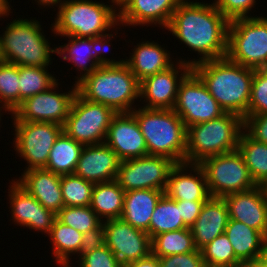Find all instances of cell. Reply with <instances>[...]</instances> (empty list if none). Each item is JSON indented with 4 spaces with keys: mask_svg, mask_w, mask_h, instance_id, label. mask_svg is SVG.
<instances>
[{
    "mask_svg": "<svg viewBox=\"0 0 267 267\" xmlns=\"http://www.w3.org/2000/svg\"><path fill=\"white\" fill-rule=\"evenodd\" d=\"M229 23L213 4L182 0L166 29L192 51L202 55L197 60H188L193 66L226 57Z\"/></svg>",
    "mask_w": 267,
    "mask_h": 267,
    "instance_id": "cell-1",
    "label": "cell"
},
{
    "mask_svg": "<svg viewBox=\"0 0 267 267\" xmlns=\"http://www.w3.org/2000/svg\"><path fill=\"white\" fill-rule=\"evenodd\" d=\"M192 71L224 112L235 113L243 119L249 115L253 68L223 57L195 64Z\"/></svg>",
    "mask_w": 267,
    "mask_h": 267,
    "instance_id": "cell-2",
    "label": "cell"
},
{
    "mask_svg": "<svg viewBox=\"0 0 267 267\" xmlns=\"http://www.w3.org/2000/svg\"><path fill=\"white\" fill-rule=\"evenodd\" d=\"M77 92L117 113L132 112V104L140 98V81L125 63L99 66L77 83Z\"/></svg>",
    "mask_w": 267,
    "mask_h": 267,
    "instance_id": "cell-3",
    "label": "cell"
},
{
    "mask_svg": "<svg viewBox=\"0 0 267 267\" xmlns=\"http://www.w3.org/2000/svg\"><path fill=\"white\" fill-rule=\"evenodd\" d=\"M131 112L144 136L148 155L185 162L187 128L173 109H148L140 106Z\"/></svg>",
    "mask_w": 267,
    "mask_h": 267,
    "instance_id": "cell-4",
    "label": "cell"
},
{
    "mask_svg": "<svg viewBox=\"0 0 267 267\" xmlns=\"http://www.w3.org/2000/svg\"><path fill=\"white\" fill-rule=\"evenodd\" d=\"M243 130V118L230 112L187 127L185 162L200 164L205 158L236 150Z\"/></svg>",
    "mask_w": 267,
    "mask_h": 267,
    "instance_id": "cell-5",
    "label": "cell"
},
{
    "mask_svg": "<svg viewBox=\"0 0 267 267\" xmlns=\"http://www.w3.org/2000/svg\"><path fill=\"white\" fill-rule=\"evenodd\" d=\"M112 5L92 0H64L58 7L52 32L56 36L92 38L119 26V15Z\"/></svg>",
    "mask_w": 267,
    "mask_h": 267,
    "instance_id": "cell-6",
    "label": "cell"
},
{
    "mask_svg": "<svg viewBox=\"0 0 267 267\" xmlns=\"http://www.w3.org/2000/svg\"><path fill=\"white\" fill-rule=\"evenodd\" d=\"M41 26L35 19L20 18L13 19L7 25L3 35H0L5 47L6 63L48 68L56 47H50Z\"/></svg>",
    "mask_w": 267,
    "mask_h": 267,
    "instance_id": "cell-7",
    "label": "cell"
},
{
    "mask_svg": "<svg viewBox=\"0 0 267 267\" xmlns=\"http://www.w3.org/2000/svg\"><path fill=\"white\" fill-rule=\"evenodd\" d=\"M226 57L245 67L267 68V17L231 20Z\"/></svg>",
    "mask_w": 267,
    "mask_h": 267,
    "instance_id": "cell-8",
    "label": "cell"
},
{
    "mask_svg": "<svg viewBox=\"0 0 267 267\" xmlns=\"http://www.w3.org/2000/svg\"><path fill=\"white\" fill-rule=\"evenodd\" d=\"M117 112L106 105L75 95L63 131L83 146L104 143Z\"/></svg>",
    "mask_w": 267,
    "mask_h": 267,
    "instance_id": "cell-9",
    "label": "cell"
},
{
    "mask_svg": "<svg viewBox=\"0 0 267 267\" xmlns=\"http://www.w3.org/2000/svg\"><path fill=\"white\" fill-rule=\"evenodd\" d=\"M200 165L205 172L211 197L223 198L257 186L238 149L205 158Z\"/></svg>",
    "mask_w": 267,
    "mask_h": 267,
    "instance_id": "cell-10",
    "label": "cell"
},
{
    "mask_svg": "<svg viewBox=\"0 0 267 267\" xmlns=\"http://www.w3.org/2000/svg\"><path fill=\"white\" fill-rule=\"evenodd\" d=\"M14 148L20 157L27 161V168H45L49 153L63 132V126L51 122L14 121Z\"/></svg>",
    "mask_w": 267,
    "mask_h": 267,
    "instance_id": "cell-11",
    "label": "cell"
},
{
    "mask_svg": "<svg viewBox=\"0 0 267 267\" xmlns=\"http://www.w3.org/2000/svg\"><path fill=\"white\" fill-rule=\"evenodd\" d=\"M173 110L183 120L186 128L218 118L225 113L192 70L179 84Z\"/></svg>",
    "mask_w": 267,
    "mask_h": 267,
    "instance_id": "cell-12",
    "label": "cell"
},
{
    "mask_svg": "<svg viewBox=\"0 0 267 267\" xmlns=\"http://www.w3.org/2000/svg\"><path fill=\"white\" fill-rule=\"evenodd\" d=\"M175 164L170 158L155 155L120 161L116 181L125 192L138 189L165 191Z\"/></svg>",
    "mask_w": 267,
    "mask_h": 267,
    "instance_id": "cell-13",
    "label": "cell"
},
{
    "mask_svg": "<svg viewBox=\"0 0 267 267\" xmlns=\"http://www.w3.org/2000/svg\"><path fill=\"white\" fill-rule=\"evenodd\" d=\"M58 84L56 82L48 90L24 99L11 118L14 121L51 122L63 126L77 94V84H73L74 88L67 93H57Z\"/></svg>",
    "mask_w": 267,
    "mask_h": 267,
    "instance_id": "cell-14",
    "label": "cell"
},
{
    "mask_svg": "<svg viewBox=\"0 0 267 267\" xmlns=\"http://www.w3.org/2000/svg\"><path fill=\"white\" fill-rule=\"evenodd\" d=\"M103 226L105 245L122 266L152 253L151 238L146 231L133 227L122 218L104 219Z\"/></svg>",
    "mask_w": 267,
    "mask_h": 267,
    "instance_id": "cell-15",
    "label": "cell"
},
{
    "mask_svg": "<svg viewBox=\"0 0 267 267\" xmlns=\"http://www.w3.org/2000/svg\"><path fill=\"white\" fill-rule=\"evenodd\" d=\"M175 65L173 64L168 69L148 76L140 81V98H144L145 103H147L143 106L144 108H174L179 84L192 70V66L188 64L186 59L184 61L183 59H179ZM179 73L181 74L179 75Z\"/></svg>",
    "mask_w": 267,
    "mask_h": 267,
    "instance_id": "cell-16",
    "label": "cell"
},
{
    "mask_svg": "<svg viewBox=\"0 0 267 267\" xmlns=\"http://www.w3.org/2000/svg\"><path fill=\"white\" fill-rule=\"evenodd\" d=\"M105 143L120 161L148 155L144 136L131 112L117 113L108 128Z\"/></svg>",
    "mask_w": 267,
    "mask_h": 267,
    "instance_id": "cell-17",
    "label": "cell"
},
{
    "mask_svg": "<svg viewBox=\"0 0 267 267\" xmlns=\"http://www.w3.org/2000/svg\"><path fill=\"white\" fill-rule=\"evenodd\" d=\"M8 189L11 216L16 225L25 226L35 231L49 234L56 219V214L40 204L16 181L12 180Z\"/></svg>",
    "mask_w": 267,
    "mask_h": 267,
    "instance_id": "cell-18",
    "label": "cell"
},
{
    "mask_svg": "<svg viewBox=\"0 0 267 267\" xmlns=\"http://www.w3.org/2000/svg\"><path fill=\"white\" fill-rule=\"evenodd\" d=\"M185 170L193 171L195 175L190 171L189 174ZM164 194L172 200L179 201H207L211 197L206 175L201 165L187 162L176 163L172 167Z\"/></svg>",
    "mask_w": 267,
    "mask_h": 267,
    "instance_id": "cell-19",
    "label": "cell"
},
{
    "mask_svg": "<svg viewBox=\"0 0 267 267\" xmlns=\"http://www.w3.org/2000/svg\"><path fill=\"white\" fill-rule=\"evenodd\" d=\"M223 198L228 206L230 219L243 222L264 236L267 235V200L260 185Z\"/></svg>",
    "mask_w": 267,
    "mask_h": 267,
    "instance_id": "cell-20",
    "label": "cell"
},
{
    "mask_svg": "<svg viewBox=\"0 0 267 267\" xmlns=\"http://www.w3.org/2000/svg\"><path fill=\"white\" fill-rule=\"evenodd\" d=\"M120 160L104 142L82 148L74 174L93 184L116 180Z\"/></svg>",
    "mask_w": 267,
    "mask_h": 267,
    "instance_id": "cell-21",
    "label": "cell"
},
{
    "mask_svg": "<svg viewBox=\"0 0 267 267\" xmlns=\"http://www.w3.org/2000/svg\"><path fill=\"white\" fill-rule=\"evenodd\" d=\"M16 182L45 208L57 214L64 201L61 190V175L44 168L24 171Z\"/></svg>",
    "mask_w": 267,
    "mask_h": 267,
    "instance_id": "cell-22",
    "label": "cell"
},
{
    "mask_svg": "<svg viewBox=\"0 0 267 267\" xmlns=\"http://www.w3.org/2000/svg\"><path fill=\"white\" fill-rule=\"evenodd\" d=\"M229 219L228 206L224 198L210 197L205 201L201 213L190 227L197 250H201L214 238L225 233Z\"/></svg>",
    "mask_w": 267,
    "mask_h": 267,
    "instance_id": "cell-23",
    "label": "cell"
},
{
    "mask_svg": "<svg viewBox=\"0 0 267 267\" xmlns=\"http://www.w3.org/2000/svg\"><path fill=\"white\" fill-rule=\"evenodd\" d=\"M182 0H133L119 15V24L138 26L159 24L168 27L173 12Z\"/></svg>",
    "mask_w": 267,
    "mask_h": 267,
    "instance_id": "cell-24",
    "label": "cell"
},
{
    "mask_svg": "<svg viewBox=\"0 0 267 267\" xmlns=\"http://www.w3.org/2000/svg\"><path fill=\"white\" fill-rule=\"evenodd\" d=\"M133 53L129 59H124V63L139 81L168 69L173 65L170 53L154 41L139 42L134 46Z\"/></svg>",
    "mask_w": 267,
    "mask_h": 267,
    "instance_id": "cell-25",
    "label": "cell"
},
{
    "mask_svg": "<svg viewBox=\"0 0 267 267\" xmlns=\"http://www.w3.org/2000/svg\"><path fill=\"white\" fill-rule=\"evenodd\" d=\"M163 195L164 191L153 189L125 192L121 218L133 227L146 231L149 235L152 213Z\"/></svg>",
    "mask_w": 267,
    "mask_h": 267,
    "instance_id": "cell-26",
    "label": "cell"
},
{
    "mask_svg": "<svg viewBox=\"0 0 267 267\" xmlns=\"http://www.w3.org/2000/svg\"><path fill=\"white\" fill-rule=\"evenodd\" d=\"M236 257L241 262H253L259 258L264 235L243 222L229 219L225 228Z\"/></svg>",
    "mask_w": 267,
    "mask_h": 267,
    "instance_id": "cell-27",
    "label": "cell"
},
{
    "mask_svg": "<svg viewBox=\"0 0 267 267\" xmlns=\"http://www.w3.org/2000/svg\"><path fill=\"white\" fill-rule=\"evenodd\" d=\"M124 196L116 180L94 184L90 207L102 221L121 218Z\"/></svg>",
    "mask_w": 267,
    "mask_h": 267,
    "instance_id": "cell-28",
    "label": "cell"
},
{
    "mask_svg": "<svg viewBox=\"0 0 267 267\" xmlns=\"http://www.w3.org/2000/svg\"><path fill=\"white\" fill-rule=\"evenodd\" d=\"M71 38V39H70ZM68 44L56 47V54L61 56L63 60L73 62L77 71L81 70L76 84L86 75L91 74L97 67H99V56L93 50L92 38H78L75 36H68ZM89 63V65L87 64ZM88 66V67H87ZM84 71V74H83Z\"/></svg>",
    "mask_w": 267,
    "mask_h": 267,
    "instance_id": "cell-29",
    "label": "cell"
},
{
    "mask_svg": "<svg viewBox=\"0 0 267 267\" xmlns=\"http://www.w3.org/2000/svg\"><path fill=\"white\" fill-rule=\"evenodd\" d=\"M83 147L63 131L52 146L44 169L58 175L74 174Z\"/></svg>",
    "mask_w": 267,
    "mask_h": 267,
    "instance_id": "cell-30",
    "label": "cell"
},
{
    "mask_svg": "<svg viewBox=\"0 0 267 267\" xmlns=\"http://www.w3.org/2000/svg\"><path fill=\"white\" fill-rule=\"evenodd\" d=\"M237 149L248 167L252 180L261 186L267 180V144L254 140L242 131Z\"/></svg>",
    "mask_w": 267,
    "mask_h": 267,
    "instance_id": "cell-31",
    "label": "cell"
},
{
    "mask_svg": "<svg viewBox=\"0 0 267 267\" xmlns=\"http://www.w3.org/2000/svg\"><path fill=\"white\" fill-rule=\"evenodd\" d=\"M48 235L53 244L52 253L56 258L55 261L62 267H72L70 266L69 256L79 253L83 233L64 225L56 218Z\"/></svg>",
    "mask_w": 267,
    "mask_h": 267,
    "instance_id": "cell-32",
    "label": "cell"
},
{
    "mask_svg": "<svg viewBox=\"0 0 267 267\" xmlns=\"http://www.w3.org/2000/svg\"><path fill=\"white\" fill-rule=\"evenodd\" d=\"M188 228L181 217L180 206L165 194L158 201L151 216L149 236Z\"/></svg>",
    "mask_w": 267,
    "mask_h": 267,
    "instance_id": "cell-33",
    "label": "cell"
},
{
    "mask_svg": "<svg viewBox=\"0 0 267 267\" xmlns=\"http://www.w3.org/2000/svg\"><path fill=\"white\" fill-rule=\"evenodd\" d=\"M151 247L152 254L158 258L174 254H184L197 249L189 227L154 236L151 239Z\"/></svg>",
    "mask_w": 267,
    "mask_h": 267,
    "instance_id": "cell-34",
    "label": "cell"
},
{
    "mask_svg": "<svg viewBox=\"0 0 267 267\" xmlns=\"http://www.w3.org/2000/svg\"><path fill=\"white\" fill-rule=\"evenodd\" d=\"M46 69L19 66V105L24 99L48 90L58 81Z\"/></svg>",
    "mask_w": 267,
    "mask_h": 267,
    "instance_id": "cell-35",
    "label": "cell"
},
{
    "mask_svg": "<svg viewBox=\"0 0 267 267\" xmlns=\"http://www.w3.org/2000/svg\"><path fill=\"white\" fill-rule=\"evenodd\" d=\"M201 253L205 267H233L241 262L225 233L204 246Z\"/></svg>",
    "mask_w": 267,
    "mask_h": 267,
    "instance_id": "cell-36",
    "label": "cell"
},
{
    "mask_svg": "<svg viewBox=\"0 0 267 267\" xmlns=\"http://www.w3.org/2000/svg\"><path fill=\"white\" fill-rule=\"evenodd\" d=\"M64 206H90L94 184L75 174L61 175Z\"/></svg>",
    "mask_w": 267,
    "mask_h": 267,
    "instance_id": "cell-37",
    "label": "cell"
},
{
    "mask_svg": "<svg viewBox=\"0 0 267 267\" xmlns=\"http://www.w3.org/2000/svg\"><path fill=\"white\" fill-rule=\"evenodd\" d=\"M56 218L81 233L94 230L103 223L90 206H64Z\"/></svg>",
    "mask_w": 267,
    "mask_h": 267,
    "instance_id": "cell-38",
    "label": "cell"
},
{
    "mask_svg": "<svg viewBox=\"0 0 267 267\" xmlns=\"http://www.w3.org/2000/svg\"><path fill=\"white\" fill-rule=\"evenodd\" d=\"M0 103L11 114L19 106V66L0 63Z\"/></svg>",
    "mask_w": 267,
    "mask_h": 267,
    "instance_id": "cell-39",
    "label": "cell"
},
{
    "mask_svg": "<svg viewBox=\"0 0 267 267\" xmlns=\"http://www.w3.org/2000/svg\"><path fill=\"white\" fill-rule=\"evenodd\" d=\"M267 114V68L254 69L249 115Z\"/></svg>",
    "mask_w": 267,
    "mask_h": 267,
    "instance_id": "cell-40",
    "label": "cell"
},
{
    "mask_svg": "<svg viewBox=\"0 0 267 267\" xmlns=\"http://www.w3.org/2000/svg\"><path fill=\"white\" fill-rule=\"evenodd\" d=\"M255 0H215L212 4L229 20L250 17Z\"/></svg>",
    "mask_w": 267,
    "mask_h": 267,
    "instance_id": "cell-41",
    "label": "cell"
},
{
    "mask_svg": "<svg viewBox=\"0 0 267 267\" xmlns=\"http://www.w3.org/2000/svg\"><path fill=\"white\" fill-rule=\"evenodd\" d=\"M78 263L80 267H123L106 245L85 254Z\"/></svg>",
    "mask_w": 267,
    "mask_h": 267,
    "instance_id": "cell-42",
    "label": "cell"
},
{
    "mask_svg": "<svg viewBox=\"0 0 267 267\" xmlns=\"http://www.w3.org/2000/svg\"><path fill=\"white\" fill-rule=\"evenodd\" d=\"M160 267H205L201 250L159 257Z\"/></svg>",
    "mask_w": 267,
    "mask_h": 267,
    "instance_id": "cell-43",
    "label": "cell"
},
{
    "mask_svg": "<svg viewBox=\"0 0 267 267\" xmlns=\"http://www.w3.org/2000/svg\"><path fill=\"white\" fill-rule=\"evenodd\" d=\"M243 125L251 138L267 144V114L247 115L243 119Z\"/></svg>",
    "mask_w": 267,
    "mask_h": 267,
    "instance_id": "cell-44",
    "label": "cell"
},
{
    "mask_svg": "<svg viewBox=\"0 0 267 267\" xmlns=\"http://www.w3.org/2000/svg\"><path fill=\"white\" fill-rule=\"evenodd\" d=\"M105 245V233L103 223L94 230L83 233L80 250L78 253L79 260L93 250Z\"/></svg>",
    "mask_w": 267,
    "mask_h": 267,
    "instance_id": "cell-45",
    "label": "cell"
},
{
    "mask_svg": "<svg viewBox=\"0 0 267 267\" xmlns=\"http://www.w3.org/2000/svg\"><path fill=\"white\" fill-rule=\"evenodd\" d=\"M175 201L178 206H180V213L184 224L190 228L195 223L197 217L201 213V209L205 201Z\"/></svg>",
    "mask_w": 267,
    "mask_h": 267,
    "instance_id": "cell-46",
    "label": "cell"
},
{
    "mask_svg": "<svg viewBox=\"0 0 267 267\" xmlns=\"http://www.w3.org/2000/svg\"><path fill=\"white\" fill-rule=\"evenodd\" d=\"M114 37L113 34L106 33L101 36L93 37V50H95L96 54L99 56V65L100 66H106V65H120L124 63V60H114L110 58H106L103 53L106 52L108 49V46H110V39ZM104 49V50H103Z\"/></svg>",
    "mask_w": 267,
    "mask_h": 267,
    "instance_id": "cell-47",
    "label": "cell"
},
{
    "mask_svg": "<svg viewBox=\"0 0 267 267\" xmlns=\"http://www.w3.org/2000/svg\"><path fill=\"white\" fill-rule=\"evenodd\" d=\"M123 267H160V262L159 258L151 253L148 257L129 262Z\"/></svg>",
    "mask_w": 267,
    "mask_h": 267,
    "instance_id": "cell-48",
    "label": "cell"
},
{
    "mask_svg": "<svg viewBox=\"0 0 267 267\" xmlns=\"http://www.w3.org/2000/svg\"><path fill=\"white\" fill-rule=\"evenodd\" d=\"M133 0H111V2L116 5V7L114 5L113 8L117 9V14L120 15L132 2Z\"/></svg>",
    "mask_w": 267,
    "mask_h": 267,
    "instance_id": "cell-49",
    "label": "cell"
},
{
    "mask_svg": "<svg viewBox=\"0 0 267 267\" xmlns=\"http://www.w3.org/2000/svg\"><path fill=\"white\" fill-rule=\"evenodd\" d=\"M12 7H10L8 0H0V18L1 16H9V12Z\"/></svg>",
    "mask_w": 267,
    "mask_h": 267,
    "instance_id": "cell-50",
    "label": "cell"
},
{
    "mask_svg": "<svg viewBox=\"0 0 267 267\" xmlns=\"http://www.w3.org/2000/svg\"><path fill=\"white\" fill-rule=\"evenodd\" d=\"M259 259L262 262L267 263V235L263 239L262 247H261V250H260Z\"/></svg>",
    "mask_w": 267,
    "mask_h": 267,
    "instance_id": "cell-51",
    "label": "cell"
},
{
    "mask_svg": "<svg viewBox=\"0 0 267 267\" xmlns=\"http://www.w3.org/2000/svg\"><path fill=\"white\" fill-rule=\"evenodd\" d=\"M35 1H37L38 2V5H40V6H44V7H46V6H54V5H58L57 7H60V5L64 2V1H62V0H35Z\"/></svg>",
    "mask_w": 267,
    "mask_h": 267,
    "instance_id": "cell-52",
    "label": "cell"
},
{
    "mask_svg": "<svg viewBox=\"0 0 267 267\" xmlns=\"http://www.w3.org/2000/svg\"><path fill=\"white\" fill-rule=\"evenodd\" d=\"M0 63H6V52L3 40L0 38Z\"/></svg>",
    "mask_w": 267,
    "mask_h": 267,
    "instance_id": "cell-53",
    "label": "cell"
},
{
    "mask_svg": "<svg viewBox=\"0 0 267 267\" xmlns=\"http://www.w3.org/2000/svg\"><path fill=\"white\" fill-rule=\"evenodd\" d=\"M233 267H255V265L252 262H240Z\"/></svg>",
    "mask_w": 267,
    "mask_h": 267,
    "instance_id": "cell-54",
    "label": "cell"
},
{
    "mask_svg": "<svg viewBox=\"0 0 267 267\" xmlns=\"http://www.w3.org/2000/svg\"><path fill=\"white\" fill-rule=\"evenodd\" d=\"M255 267H267V263L262 262L259 258L252 262Z\"/></svg>",
    "mask_w": 267,
    "mask_h": 267,
    "instance_id": "cell-55",
    "label": "cell"
},
{
    "mask_svg": "<svg viewBox=\"0 0 267 267\" xmlns=\"http://www.w3.org/2000/svg\"><path fill=\"white\" fill-rule=\"evenodd\" d=\"M261 187H262V189H263L265 198H266V200H267V180L261 185Z\"/></svg>",
    "mask_w": 267,
    "mask_h": 267,
    "instance_id": "cell-56",
    "label": "cell"
},
{
    "mask_svg": "<svg viewBox=\"0 0 267 267\" xmlns=\"http://www.w3.org/2000/svg\"><path fill=\"white\" fill-rule=\"evenodd\" d=\"M0 106H1V104H0ZM1 108L5 109V108L2 106V107H0V111L3 110V109H1ZM0 114H1V112H0ZM0 120H1V115H0Z\"/></svg>",
    "mask_w": 267,
    "mask_h": 267,
    "instance_id": "cell-57",
    "label": "cell"
}]
</instances>
